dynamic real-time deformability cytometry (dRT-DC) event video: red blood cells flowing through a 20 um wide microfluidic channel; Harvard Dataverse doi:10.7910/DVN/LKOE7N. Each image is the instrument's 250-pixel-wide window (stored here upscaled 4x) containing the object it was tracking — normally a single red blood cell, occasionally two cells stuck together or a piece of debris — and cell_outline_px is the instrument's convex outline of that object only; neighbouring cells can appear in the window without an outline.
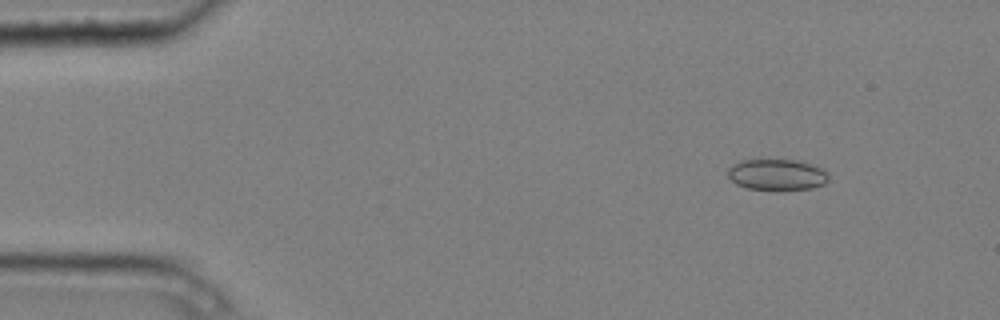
{"species": "common noctule bat (a hibernating species)", "species_latin": "Nyctalus noctula", "temperature_condition": "cold", "stored_images_in_passage": 4, "camera_frame_rate_fps": 3000, "um_per_image_px": 0.085, "animal": {"sex": "male", "body_mass_g": 20.4}, "frame": {"image": 1, "passage_image": 2, "time_ms": 0.333, "image_size_px": [1000, 320], "cell_outline_px": [[828, 180], [824, 184], [812, 188], [776, 192], [748, 188], [736, 184], [728, 176], [728, 168], [732, 164], [740, 160], [760, 156], [800, 160], [812, 164], [828, 172]], "centroid_in_image_um": [66.01, 14.81], "position_along_channel_um": 19.0, "area_um2": 19.65}}
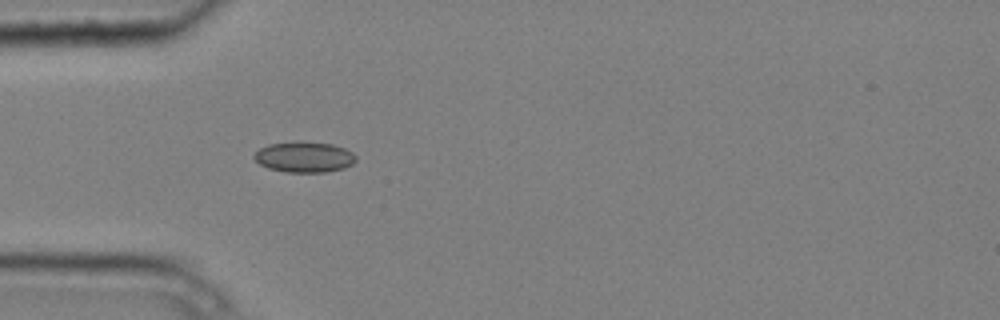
{"frame": {"image": 2, "passage_image": 4, "time_ms": 1.0, "image_size_px": [1000, 320], "cell_outline_px": [[356, 160], [352, 164], [344, 168], [324, 172], [288, 172], [268, 168], [260, 164], [252, 156], [260, 148], [268, 144], [296, 140], [300, 140], [332, 144], [344, 148], [352, 152], [356, 156]], "centroid_in_image_um": [25.85, 13.32], "position_along_channel_um": 59.1, "area_um2": 18.38}}